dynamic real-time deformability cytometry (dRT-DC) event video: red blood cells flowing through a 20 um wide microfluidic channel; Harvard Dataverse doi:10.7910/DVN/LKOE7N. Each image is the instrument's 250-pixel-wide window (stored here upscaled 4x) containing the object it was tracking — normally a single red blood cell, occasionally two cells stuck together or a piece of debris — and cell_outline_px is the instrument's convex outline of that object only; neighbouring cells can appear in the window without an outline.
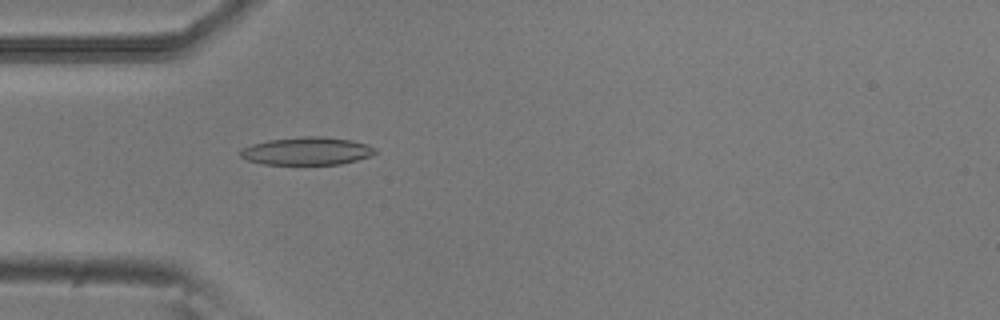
{"species": "common noctule bat (a hibernating species)", "species_latin": "Nyctalus noctula", "temperature_condition": "room temperature", "stored_images_in_passage": 9, "camera_frame_rate_fps": 3000, "um_per_image_px": 0.085, "animal": {"sex": "male", "body_mass_g": 20.5, "forearm_length_mm": 52.5}, "frame": {"image": 1, "passage_image": 6, "time_ms": 1.667, "image_size_px": [1000, 320], "cell_outline_px": [[376, 152], [372, 156], [340, 164], [264, 164], [248, 160], [240, 156], [240, 148], [252, 144], [268, 140], [300, 136], [324, 136], [352, 140], [368, 144], [376, 148]], "centroid_in_image_um": [26.1, 12.82], "position_along_channel_um": 58.9, "area_um2": 22.02}}